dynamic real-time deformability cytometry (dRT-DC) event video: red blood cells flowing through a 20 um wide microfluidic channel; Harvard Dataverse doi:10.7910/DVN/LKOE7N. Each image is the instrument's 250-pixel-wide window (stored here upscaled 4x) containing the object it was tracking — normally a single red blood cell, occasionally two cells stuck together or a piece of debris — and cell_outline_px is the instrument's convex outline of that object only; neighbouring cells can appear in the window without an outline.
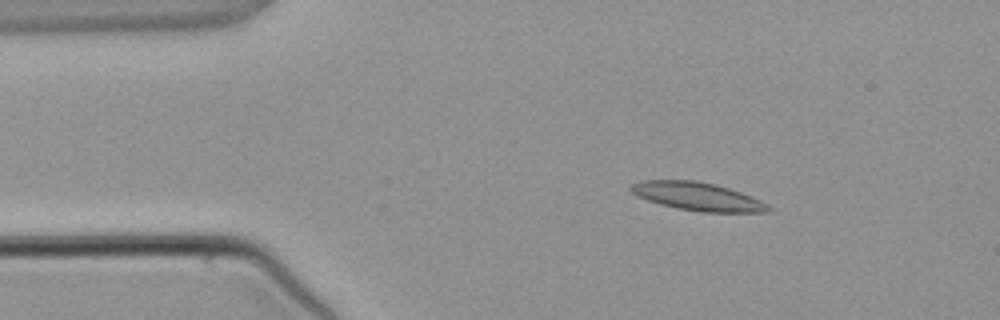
{"species": "common noctule bat (a hibernating species)", "species_latin": "Nyctalus noctula", "temperature_condition": "warm", "stored_images_in_passage": 4, "camera_frame_rate_fps": 3000, "um_per_image_px": 0.085, "animal": {"sex": "male", "body_mass_g": 21.5, "forearm_length_mm": 52.0}, "frame": {"image": 1, "passage_image": 2, "time_ms": 1.333, "image_size_px": [1000, 320], "cell_outline_px": [[772, 208], [768, 212], [700, 212], [676, 208], [660, 204], [636, 196], [628, 188], [632, 184], [640, 180], [696, 180], [716, 184], [752, 196], [768, 204]], "centroid_in_image_um": [59.28, 16.69], "position_along_channel_um": 25.7, "area_um2": 22.72}}
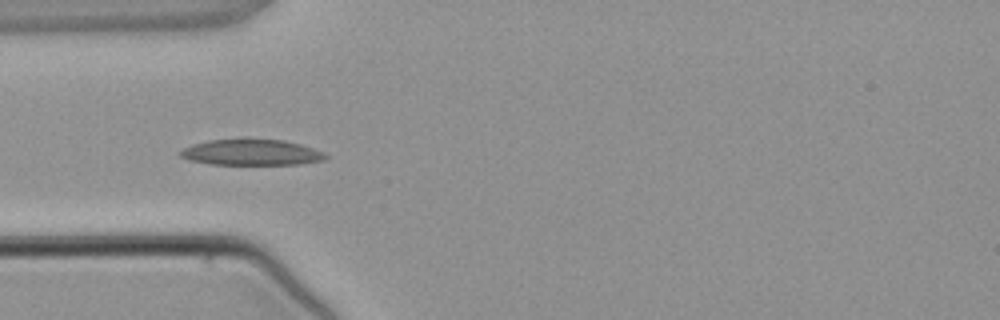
{"frame": {"image": 2, "passage_image": 3, "time_ms": 3.333, "image_size_px": [1000, 320], "cell_outline_px": [[328, 156], [324, 160], [300, 164], [208, 164], [188, 160], [180, 156], [176, 152], [192, 144], [208, 140], [244, 136], [284, 140], [300, 144], [324, 152]], "centroid_in_image_um": [21.31, 12.91], "position_along_channel_um": 63.7, "area_um2": 22.83}}
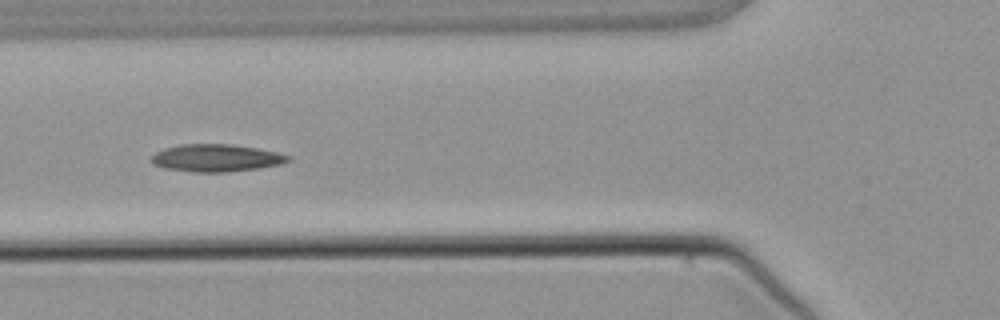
{"frame": {"image": 3, "passage_image": 4, "time_ms": 4.333, "image_size_px": [1000, 320], "cell_outline_px": [[292, 160], [280, 164], [260, 168], [228, 172], [192, 172], [164, 168], [152, 164], [152, 156], [156, 152], [164, 148], [180, 144], [228, 144], [260, 148], [292, 156]], "centroid_in_image_um": [18.4, 13.43], "position_along_channel_um": 107.4, "area_um2": 22.02}}